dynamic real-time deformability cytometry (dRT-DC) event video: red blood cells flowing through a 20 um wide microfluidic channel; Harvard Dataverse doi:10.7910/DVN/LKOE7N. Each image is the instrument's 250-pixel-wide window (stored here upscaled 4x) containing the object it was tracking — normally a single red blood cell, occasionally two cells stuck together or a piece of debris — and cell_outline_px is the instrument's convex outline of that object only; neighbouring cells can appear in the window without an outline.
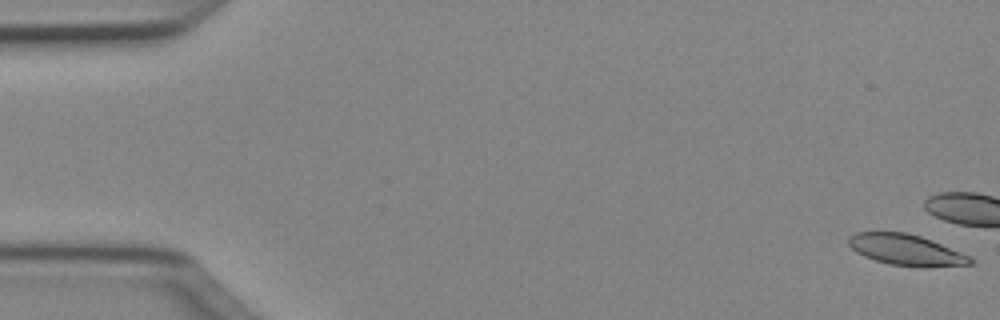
{"species": "Egyptian fruit bat (a non-hibernating species)", "species_latin": "Rousettus aegyptiacus", "temperature_condition": "cold", "stored_images_in_passage": 8, "camera_frame_rate_fps": 3000, "um_per_image_px": 0.085, "animal": {"sex": "female"}, "frame": {"image": 1, "passage_image": 1, "time_ms": 0.0, "image_size_px": [1000, 320], "cell_outline_px": [[976, 260], [972, 264], [928, 268], [920, 268], [888, 264], [864, 256], [856, 252], [848, 244], [848, 236], [856, 232], [904, 232], [920, 236], [932, 240], [972, 256]], "centroid_in_image_um": [77.08, 21.26], "position_along_channel_um": 7.9, "area_um2": 22.43}}